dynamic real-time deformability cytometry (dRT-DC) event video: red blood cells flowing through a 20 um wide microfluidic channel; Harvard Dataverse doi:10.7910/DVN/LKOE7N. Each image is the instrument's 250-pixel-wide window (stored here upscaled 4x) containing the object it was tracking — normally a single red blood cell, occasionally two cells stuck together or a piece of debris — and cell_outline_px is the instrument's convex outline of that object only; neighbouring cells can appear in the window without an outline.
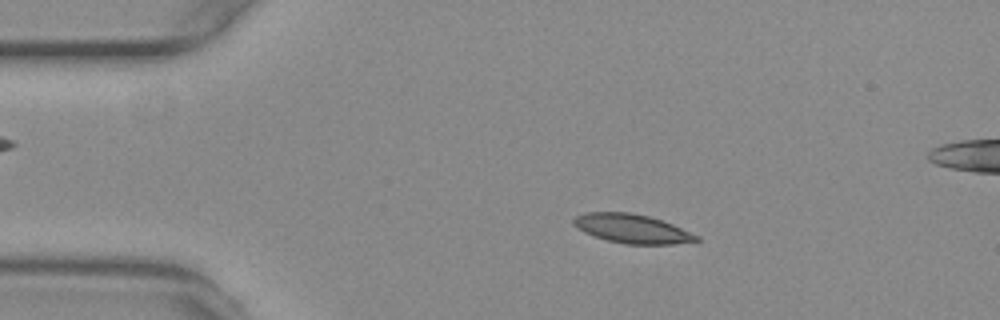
{"species": "common noctule bat (a hibernating species)", "species_latin": "Nyctalus noctula", "temperature_condition": "warm", "stored_images_in_passage": 49, "camera_frame_rate_fps": 3000, "um_per_image_px": 0.085, "animal": {"sex": "female", "body_mass_g": 29.2, "forearm_length_mm": 56.3}, "frame": {"image": 1, "passage_image": 4, "time_ms": 1.0, "image_size_px": [1000, 320], "cell_outline_px": [[700, 240], [672, 244], [624, 244], [608, 240], [584, 232], [572, 224], [572, 220], [576, 216], [584, 212], [628, 212], [648, 216], [672, 224], [700, 236]], "centroid_in_image_um": [53.71, 19.43], "position_along_channel_um": 31.3, "area_um2": 20.58}}
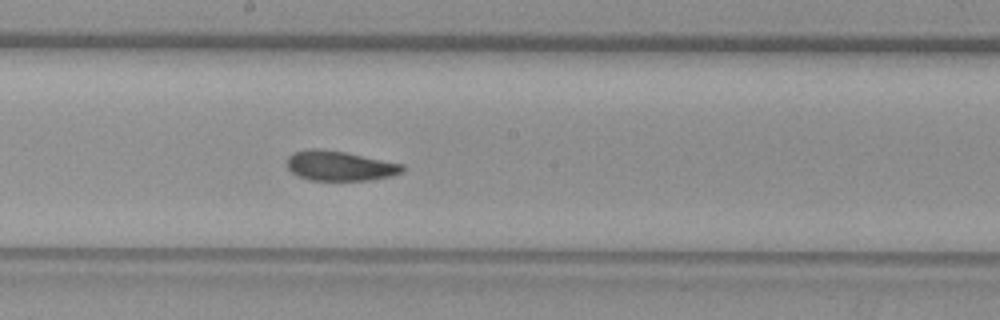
{"frame": {"image": 2, "passage_image": 23, "time_ms": 7.333, "image_size_px": [1000, 320], "cell_outline_px": [[404, 172], [392, 176], [372, 180], [308, 180], [296, 176], [288, 168], [284, 160], [292, 152], [312, 148], [316, 148], [344, 152], [404, 164]], "centroid_in_image_um": [28.85, 14.1], "position_along_channel_um": 219.4, "area_um2": 20.35}}
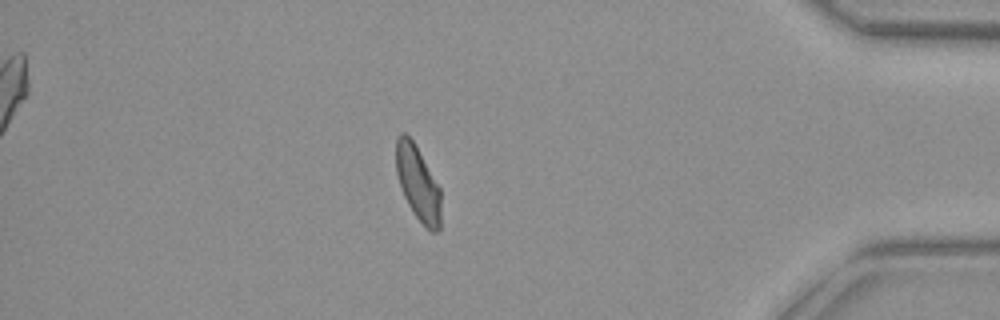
{"frame": {"image": 3, "passage_image": 41, "time_ms": 13.333, "image_size_px": [1000, 320], "cell_outline_px": [[440, 228], [436, 232], [428, 232], [416, 216], [408, 204], [400, 188], [396, 172], [396, 140], [400, 132], [404, 132], [412, 140], [440, 188]], "centroid_in_image_um": [35.51, 15.61], "position_along_channel_um": 399.7, "area_um2": 19.36}, "authors_computed_cell_mechanics": {"area_um2": 20.5768, "velocity_mm_per_s": 3.721, "shape_relaxation_time_tau1_ms": 7.4888, "shape_relaxation_time_tau2_ms": 2.7125, "deformation_change_tau1": 0.166, "deformation_change_tau2": 0.0704}}